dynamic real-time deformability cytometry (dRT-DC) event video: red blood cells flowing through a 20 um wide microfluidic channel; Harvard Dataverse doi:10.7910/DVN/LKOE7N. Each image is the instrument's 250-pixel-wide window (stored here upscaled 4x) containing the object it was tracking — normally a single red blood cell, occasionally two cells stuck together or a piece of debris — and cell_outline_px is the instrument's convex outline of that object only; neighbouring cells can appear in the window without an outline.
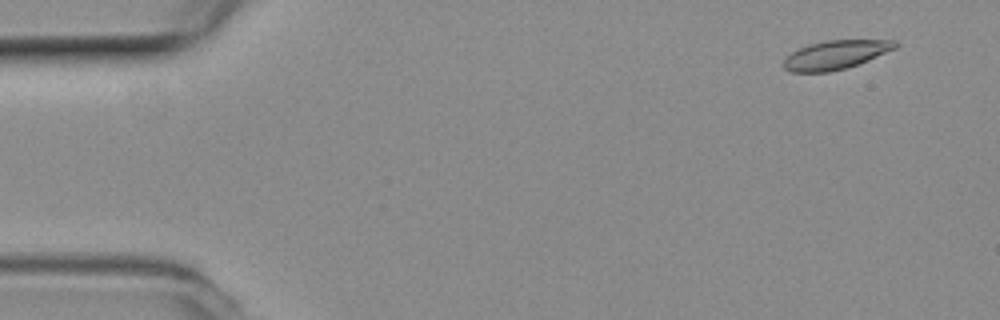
{"species": "common noctule bat (a hibernating species)", "species_latin": "Nyctalus noctula", "temperature_condition": "room temperature", "stored_images_in_passage": 55, "segment_of_instrument_passage": [1, 2], "camera_frame_rate_fps": 3000, "um_per_image_px": 0.085, "animal": {"sex": "female", "body_mass_g": 19.3, "forearm_length_mm": 54.1}, "frame": {"image": 1, "passage_image": 4, "time_ms": 1.0, "image_size_px": [1000, 320], "cell_outline_px": [[900, 44], [896, 48], [868, 60], [844, 68], [828, 72], [792, 72], [784, 68], [784, 60], [792, 52], [800, 48], [812, 44], [828, 40], [896, 40]], "centroid_in_image_um": [71.06, 4.65], "position_along_channel_um": 13.9, "area_um2": 18.38}}
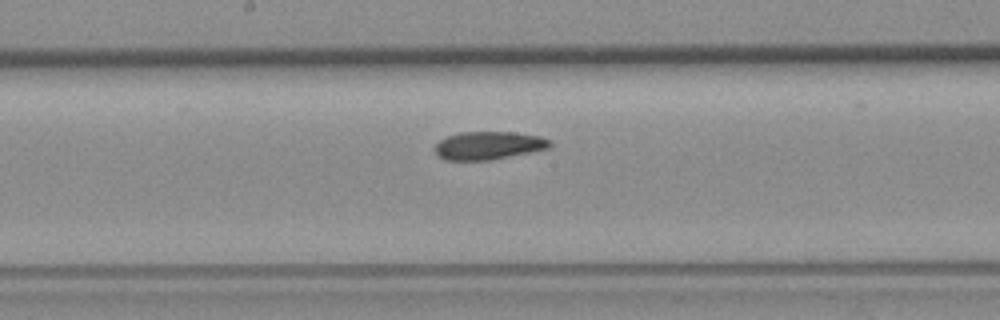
{"frame": {"image": 2, "passage_image": 28, "time_ms": 9.0, "image_size_px": [1000, 320], "cell_outline_px": [[552, 144], [548, 148], [488, 160], [444, 160], [432, 148], [440, 140], [448, 136], [460, 132], [512, 132], [540, 136], [552, 140]], "centroid_in_image_um": [41.5, 12.36], "position_along_channel_um": 206.7, "area_um2": 18.61}}
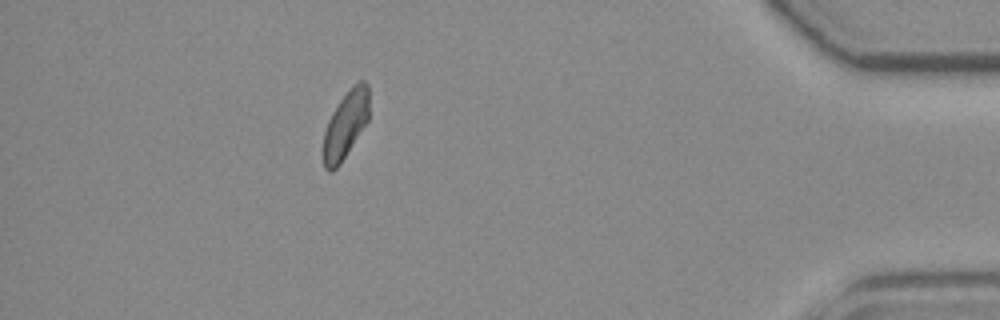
{"frame": {"image": 3, "passage_image": 48, "time_ms": 15.667, "image_size_px": [1000, 320], "cell_outline_px": [[368, 120], [340, 164], [332, 172], [328, 172], [324, 168], [324, 132], [328, 120], [332, 112], [340, 100], [352, 84], [356, 80], [364, 80], [368, 84]], "centroid_in_image_um": [29.37, 10.57], "position_along_channel_um": 405.8, "area_um2": 17.86}}